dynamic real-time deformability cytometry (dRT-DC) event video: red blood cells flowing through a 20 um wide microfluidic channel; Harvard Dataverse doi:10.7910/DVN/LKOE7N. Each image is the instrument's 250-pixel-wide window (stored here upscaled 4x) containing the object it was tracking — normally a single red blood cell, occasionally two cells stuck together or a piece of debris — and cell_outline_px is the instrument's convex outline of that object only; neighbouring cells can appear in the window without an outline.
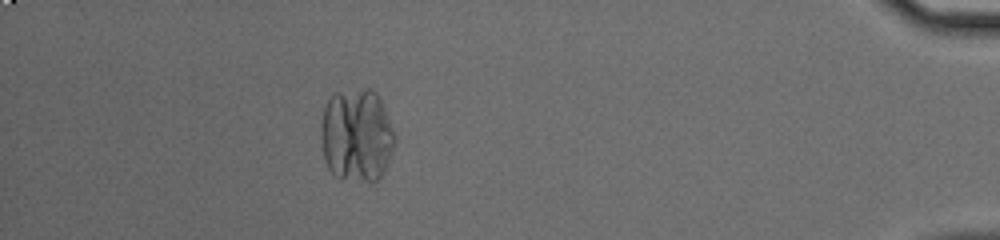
{"species": "common noctule bat (a hibernating species)", "species_latin": "Nyctalus noctula", "temperature_condition": "cold", "stored_images_in_passage": 48, "segment_of_instrument_passage": [2, 2], "camera_frame_rate_fps": 3000, "um_per_image_px": 0.085, "animal": {"sex": "male", "body_mass_g": 20.0, "forearm_length_mm": 53.3}, "frame": {"image": 1, "passage_image": 47, "time_ms": 15.333, "image_size_px": [1000, 240], "cell_outline_px": [[360, 168], [344, 172], [324, 148], [324, 116], [344, 104], [360, 100]], "centroid_in_image_um": [29.24, 11.53], "position_along_channel_um": 406.0, "area_um2": 15.09}}